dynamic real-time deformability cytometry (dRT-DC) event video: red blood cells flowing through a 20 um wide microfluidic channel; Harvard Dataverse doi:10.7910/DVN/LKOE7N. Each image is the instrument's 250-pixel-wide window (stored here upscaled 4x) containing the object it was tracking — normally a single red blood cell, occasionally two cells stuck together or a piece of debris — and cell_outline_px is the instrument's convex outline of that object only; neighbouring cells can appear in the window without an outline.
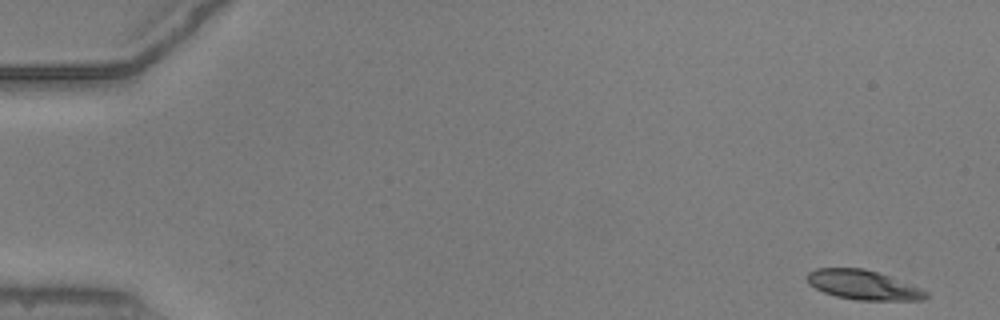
{"species": "common noctule bat (a hibernating species)", "species_latin": "Nyctalus noctula", "temperature_condition": "warm", "stored_images_in_passage": 51, "camera_frame_rate_fps": 3000, "um_per_image_px": 0.085, "animal": {"sex": "male", "body_mass_g": 20.5, "forearm_length_mm": 52.5}, "frame": {"image": 1, "passage_image": 1, "time_ms": 0.0, "image_size_px": [1000, 320], "cell_outline_px": [[928, 296], [924, 300], [856, 300], [836, 296], [824, 292], [808, 284], [808, 272], [816, 268], [864, 268], [888, 276], [920, 288], [928, 292]], "centroid_in_image_um": [73.36, 24.22], "position_along_channel_um": 11.6, "area_um2": 20.17}}
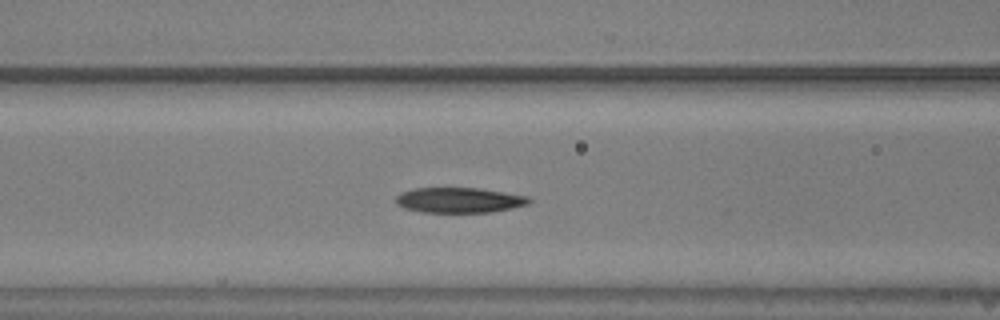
{"frame": {"image": 2, "passage_image": 21, "time_ms": 6.667, "image_size_px": [1000, 320], "cell_outline_px": [[532, 200], [528, 204], [512, 208], [492, 212], [424, 212], [404, 208], [396, 204], [396, 196], [400, 192], [412, 188], [476, 188], [504, 192], [528, 196]], "centroid_in_image_um": [39.02, 17.01], "position_along_channel_um": 127.6, "area_um2": 19.59}}
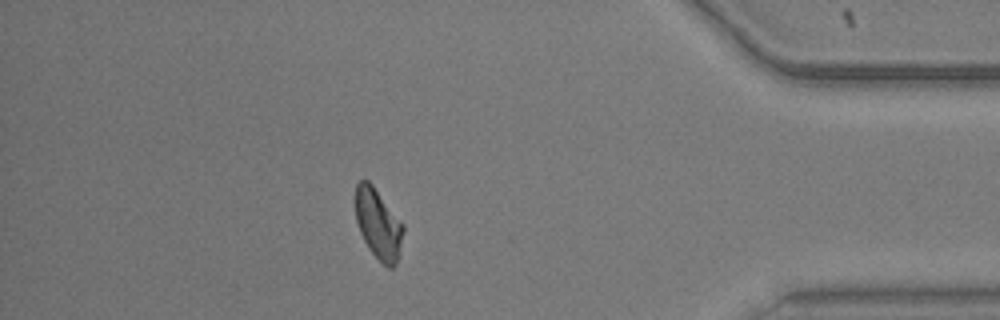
{"frame": {"image": 3, "passage_image": 45, "time_ms": 14.667, "image_size_px": [1000, 320], "cell_outline_px": [[404, 232], [396, 264], [392, 268], [388, 268], [368, 248], [360, 232], [356, 220], [356, 184], [360, 180], [368, 180], [372, 184], [404, 224]], "centroid_in_image_um": [32.16, 19.03], "position_along_channel_um": 403.0, "area_um2": 19.36}, "authors_computed_cell_mechanics": {"area_um2": 20.23, "velocity_mm_per_s": 3.9069, "shape_relaxation_time_tau1_ms": 4.3844, "shape_relaxation_time_tau2_ms": 4.3134, "deformation_change_tau1": 0.1562, "deformation_change_tau2": 0.1073}}